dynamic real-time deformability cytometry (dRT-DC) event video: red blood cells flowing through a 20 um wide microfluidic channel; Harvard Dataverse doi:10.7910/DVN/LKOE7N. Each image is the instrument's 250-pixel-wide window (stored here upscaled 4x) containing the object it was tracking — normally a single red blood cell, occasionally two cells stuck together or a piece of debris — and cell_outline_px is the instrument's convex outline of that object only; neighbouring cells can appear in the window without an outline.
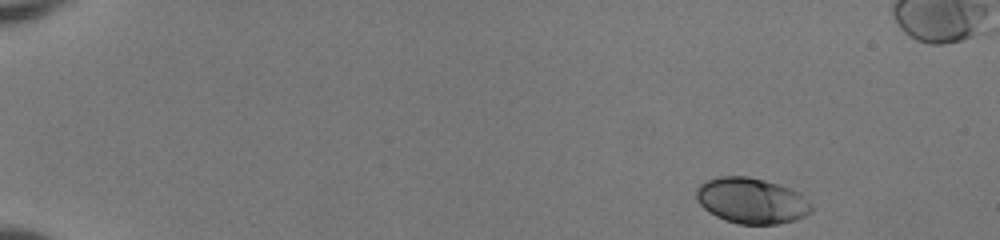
{"species": "human", "species_latin": "Homo sapiens", "temperature_condition": "room temperature", "stored_images_in_passage": 49, "camera_frame_rate_fps": 3000, "um_per_image_px": 0.085, "donor": {"sex": "female"}, "frame": {"image": 1, "passage_image": 1, "time_ms": 0.0, "image_size_px": [1000, 240], "cell_outline_px": [[812, 212], [796, 220], [780, 224], [740, 224], [724, 220], [708, 212], [696, 200], [696, 188], [700, 184], [708, 180], [720, 176], [748, 176], [764, 180], [800, 192], [812, 204]], "centroid_in_image_um": [63.89, 17.07], "position_along_channel_um": 21.1, "area_um2": 30.81}}
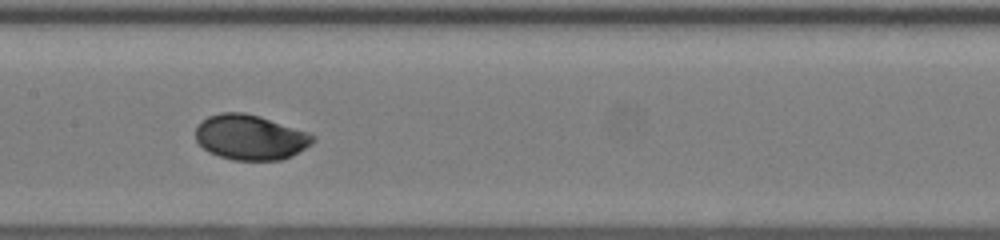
{"frame": {"image": 2, "passage_image": 24, "time_ms": 7.667, "image_size_px": [1000, 240], "cell_outline_px": [[316, 140], [292, 156], [280, 160], [232, 160], [208, 152], [196, 140], [196, 128], [200, 120], [208, 116], [220, 112], [244, 112], [260, 116], [316, 136]], "centroid_in_image_um": [21.24, 11.66], "position_along_channel_um": 186.2, "area_um2": 30.69}}
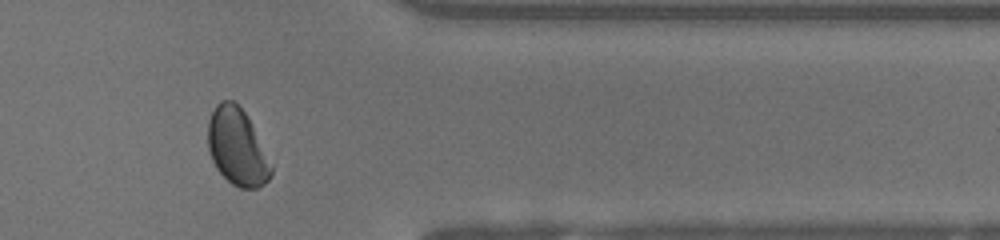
{"frame": {"image": 3, "passage_image": 40, "time_ms": 13.0, "image_size_px": [1000, 240], "cell_outline_px": [[272, 172], [268, 180], [264, 184], [256, 188], [240, 188], [232, 184], [216, 168], [212, 160], [208, 148], [208, 120], [216, 104], [220, 100], [232, 100], [244, 112], [252, 124], [272, 168]], "centroid_in_image_um": [20.13, 12.49], "position_along_channel_um": 391.3, "area_um2": 27.92}, "authors_computed_cell_mechanics": {"area_um2": 30.345, "velocity_mm_per_s": 3.9834, "shape_relaxation_time_tau1_ms": 2.3242, "shape_relaxation_time_tau2_ms": null, "deformation_change_tau1": 0.1186, "deformation_change_tau2": null}}